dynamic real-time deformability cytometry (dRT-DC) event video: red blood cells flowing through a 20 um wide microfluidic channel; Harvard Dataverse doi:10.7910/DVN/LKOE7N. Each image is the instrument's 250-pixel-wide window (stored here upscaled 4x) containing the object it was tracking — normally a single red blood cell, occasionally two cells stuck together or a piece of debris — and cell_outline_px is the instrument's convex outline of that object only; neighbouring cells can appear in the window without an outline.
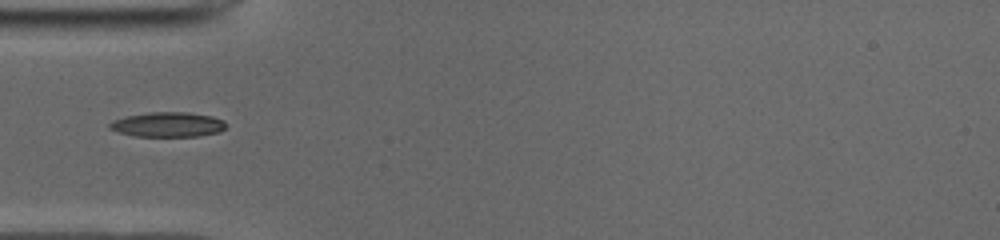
{"species": "common noctule bat (a hibernating species)", "species_latin": "Nyctalus noctula", "temperature_condition": "cold", "stored_images_in_passage": 36, "camera_frame_rate_fps": 3000, "um_per_image_px": 0.085, "animal": {"sex": "male", "body_mass_g": 19.0, "forearm_length_mm": 50.8}, "frame": {"image": 1, "passage_image": 1, "time_ms": 0.0, "image_size_px": [1000, 240], "cell_outline_px": [[228, 124], [220, 132], [200, 136], [136, 136], [120, 132], [108, 128], [108, 124], [112, 120], [128, 116], [148, 112], [188, 112], [212, 116], [224, 120]], "centroid_in_image_um": [14.3, 10.58], "position_along_channel_um": 70.7, "area_um2": 16.88}}
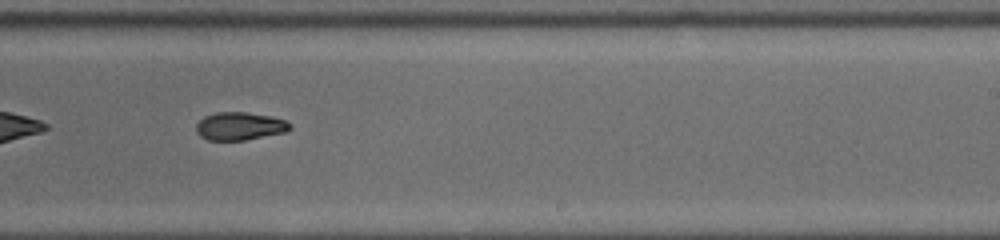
{"frame": {"image": 2, "passage_image": 16, "time_ms": 5.0, "image_size_px": [1000, 240], "cell_outline_px": [[292, 128], [284, 132], [244, 140], [208, 140], [200, 136], [196, 132], [196, 124], [204, 116], [216, 112], [244, 112], [272, 116], [284, 120], [292, 124]], "centroid_in_image_um": [20.36, 10.72], "position_along_channel_um": 268.6, "area_um2": 15.26}}